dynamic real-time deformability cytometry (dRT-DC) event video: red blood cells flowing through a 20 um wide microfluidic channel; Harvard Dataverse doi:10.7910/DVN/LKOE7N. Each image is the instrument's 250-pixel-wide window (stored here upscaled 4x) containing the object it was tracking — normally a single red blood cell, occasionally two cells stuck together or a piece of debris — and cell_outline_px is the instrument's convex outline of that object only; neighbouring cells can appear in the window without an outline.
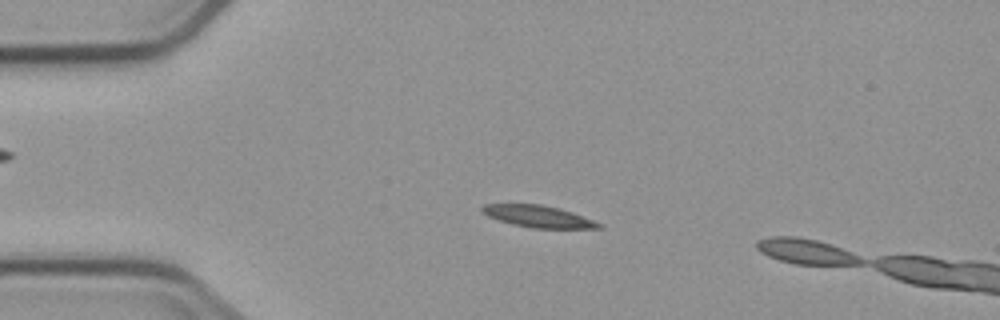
{"species": "common noctule bat (a hibernating species)", "species_latin": "Nyctalus noctula", "temperature_condition": "cold", "stored_images_in_passage": 4, "camera_frame_rate_fps": 3000, "um_per_image_px": 0.085, "animal": {"sex": "male", "body_mass_g": 23.1, "forearm_length_mm": 52.7}, "frame": {"image": 1, "passage_image": 3, "time_ms": 2.333, "image_size_px": [1000, 320], "cell_outline_px": [[604, 228], [532, 228], [512, 224], [488, 216], [480, 212], [480, 208], [484, 204], [540, 204], [560, 208], [572, 212], [604, 224]], "centroid_in_image_um": [45.76, 18.39], "position_along_channel_um": 39.2, "area_um2": 14.91}}